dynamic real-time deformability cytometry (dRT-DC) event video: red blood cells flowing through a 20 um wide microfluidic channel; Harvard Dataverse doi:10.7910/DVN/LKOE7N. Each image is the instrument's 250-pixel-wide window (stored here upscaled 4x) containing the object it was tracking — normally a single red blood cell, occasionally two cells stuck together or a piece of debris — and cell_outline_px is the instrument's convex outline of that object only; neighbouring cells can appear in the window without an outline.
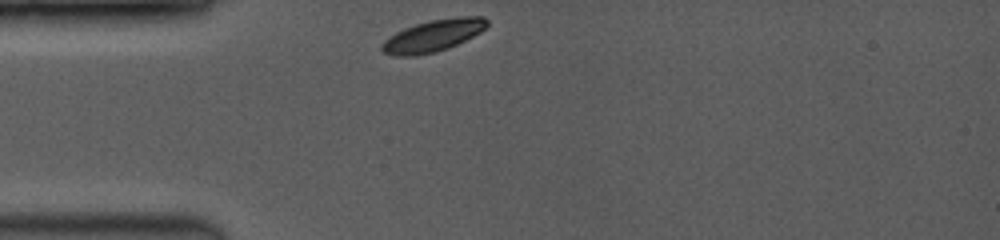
{"species": "common noctule bat (a hibernating species)", "species_latin": "Nyctalus noctula", "temperature_condition": "room temperature", "stored_images_in_passage": 22, "camera_frame_rate_fps": 3500, "um_per_image_px": 0.085, "animal": {"sex": "female", "body_mass_g": 19.0, "forearm_length_mm": 53.3}, "frame": {"image": 1, "passage_image": 1, "time_ms": 0.0, "image_size_px": [1000, 240], "cell_outline_px": [[488, 24], [480, 32], [456, 44], [432, 52], [416, 56], [396, 56], [384, 52], [380, 48], [380, 44], [388, 36], [404, 28], [416, 24], [432, 20], [464, 16], [484, 16], [488, 20]], "centroid_in_image_um": [36.77, 3.03], "position_along_channel_um": 48.2, "area_um2": 19.19}}
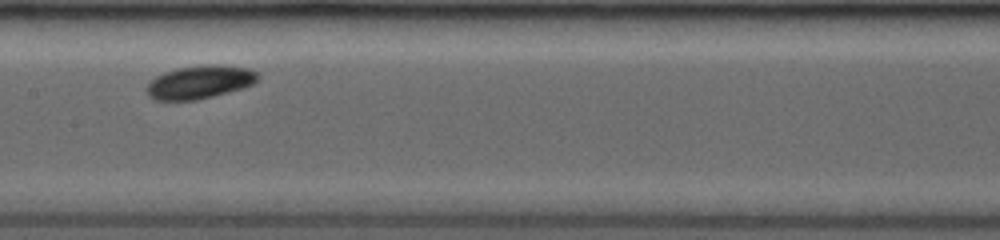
{"frame": {"image": 2, "passage_image": 13, "time_ms": 4.0, "image_size_px": [1000, 240], "cell_outline_px": [[260, 76], [252, 84], [228, 92], [196, 100], [156, 100], [148, 96], [144, 88], [148, 80], [164, 72], [176, 68], [208, 64], [220, 64], [248, 68], [256, 72]], "centroid_in_image_um": [16.91, 6.97], "position_along_channel_um": 190.5, "area_um2": 21.68}}
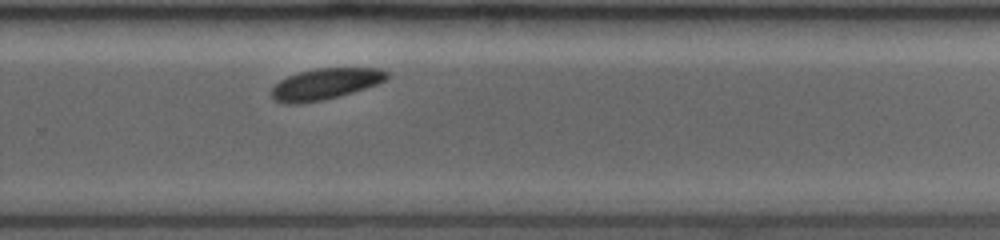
{"frame": {"image": 3, "passage_image": 22, "time_ms": 6.857, "image_size_px": [1000, 240], "cell_outline_px": [[392, 76], [388, 80], [352, 92], [324, 100], [300, 104], [284, 104], [272, 100], [272, 88], [280, 80], [288, 76], [300, 72], [316, 68], [380, 68], [388, 72]], "centroid_in_image_um": [27.66, 7.14], "position_along_channel_um": 302.1, "area_um2": 21.1}}